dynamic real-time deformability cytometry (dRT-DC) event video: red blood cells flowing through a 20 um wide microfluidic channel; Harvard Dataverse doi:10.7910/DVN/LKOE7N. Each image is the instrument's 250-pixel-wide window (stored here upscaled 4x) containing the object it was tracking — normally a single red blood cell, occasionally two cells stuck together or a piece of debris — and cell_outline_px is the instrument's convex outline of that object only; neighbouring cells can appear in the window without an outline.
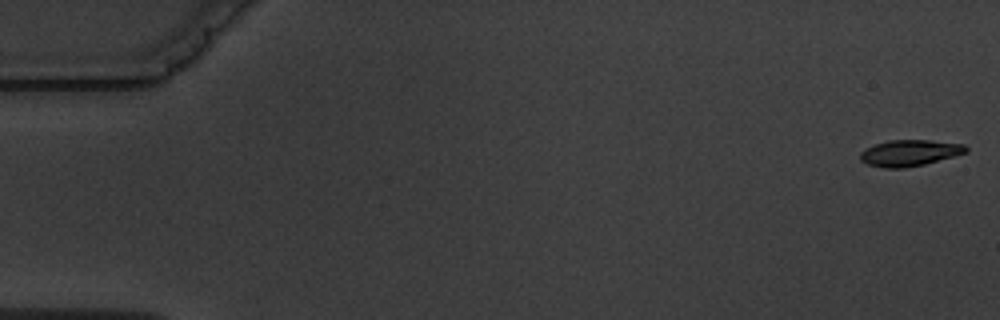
{"species": "common noctule bat (a hibernating species)", "species_latin": "Nyctalus noctula", "temperature_condition": "warm", "stored_images_in_passage": 8, "camera_frame_rate_fps": 3000, "um_per_image_px": 0.085, "animal": {"sex": "male", "body_mass_g": 19.5, "forearm_length_mm": 54.6}, "frame": {"image": 1, "passage_image": 1, "time_ms": 0.0, "image_size_px": [1000, 320], "cell_outline_px": [[968, 152], [924, 164], [904, 168], [884, 168], [868, 164], [860, 160], [860, 152], [876, 144], [888, 140], [928, 140], [964, 144], [968, 148]], "centroid_in_image_um": [77.32, 13.0], "position_along_channel_um": 7.7, "area_um2": 16.01}}
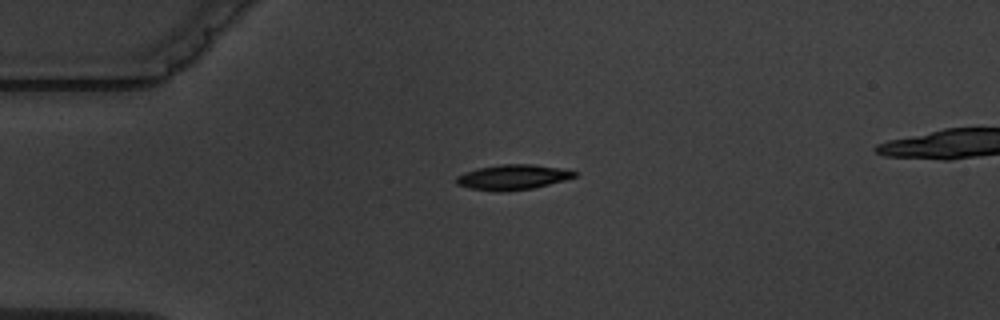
{"frame": {"image": 2, "passage_image": 4, "time_ms": 4.333, "image_size_px": [1000, 320], "cell_outline_px": [[576, 176], [564, 180], [532, 188], [504, 192], [496, 192], [468, 188], [456, 184], [456, 176], [480, 168], [500, 164], [532, 164], [560, 168], [576, 172]], "centroid_in_image_um": [43.55, 15.07], "position_along_channel_um": 41.4, "area_um2": 17.11}}